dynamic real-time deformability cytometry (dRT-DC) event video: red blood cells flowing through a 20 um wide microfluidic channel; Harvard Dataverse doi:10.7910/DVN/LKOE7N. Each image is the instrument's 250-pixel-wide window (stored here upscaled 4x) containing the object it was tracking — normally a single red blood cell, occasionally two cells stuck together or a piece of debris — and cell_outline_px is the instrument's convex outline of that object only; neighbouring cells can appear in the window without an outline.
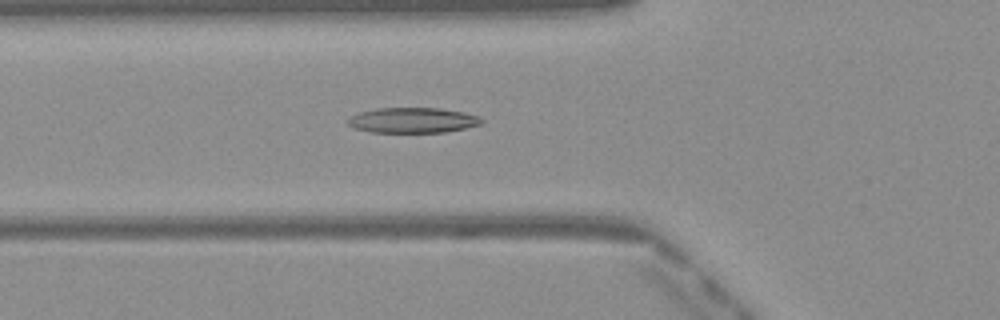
{"species": "Egyptian fruit bat (a non-hibernating species)", "species_latin": "Rousettus aegyptiacus", "temperature_condition": "warm", "stored_images_in_passage": 35, "camera_frame_rate_fps": 3000, "um_per_image_px": 0.085, "frame": {"image": 1, "passage_image": 4, "time_ms": 1.0, "image_size_px": [1000, 320], "cell_outline_px": [[484, 124], [444, 132], [368, 132], [352, 128], [348, 124], [348, 120], [352, 116], [360, 112], [376, 108], [440, 108], [464, 112], [476, 116], [484, 120]], "centroid_in_image_um": [35.08, 10.22], "position_along_channel_um": 90.7, "area_um2": 19.71}}
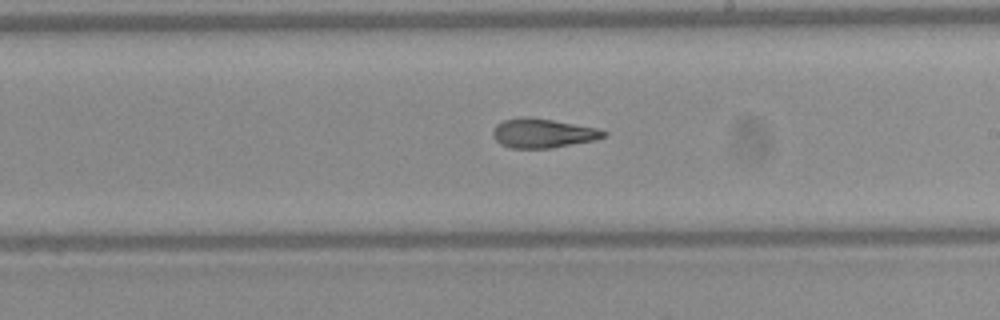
{"frame": {"image": 2, "passage_image": 15, "time_ms": 4.667, "image_size_px": [1000, 320], "cell_outline_px": [[608, 136], [596, 140], [552, 148], [512, 148], [500, 144], [492, 136], [492, 132], [496, 124], [504, 120], [524, 116], [552, 120], [596, 128], [608, 132]], "centroid_in_image_um": [46.15, 11.33], "position_along_channel_um": 242.9, "area_um2": 18.9}}
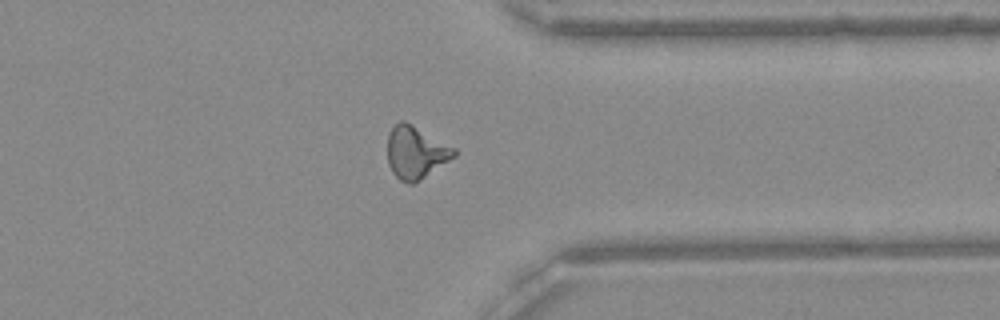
{"frame": {"image": 3, "passage_image": 25, "time_ms": 8.0, "image_size_px": [1000, 320], "cell_outline_px": [[456, 156], [412, 184], [408, 184], [400, 180], [392, 172], [388, 164], [388, 132], [400, 120], [404, 120], [456, 148]], "centroid_in_image_um": [35.33, 12.94], "position_along_channel_um": 376.1, "area_um2": 20.17}, "authors_computed_cell_mechanics": {"area_um2": 19.1318, "velocity_mm_per_s": 4.1234, "shape_relaxation_time_tau1_ms": null, "shape_relaxation_time_tau2_ms": 2.7204, "deformation_change_tau1": null, "deformation_change_tau2": 0.124}}